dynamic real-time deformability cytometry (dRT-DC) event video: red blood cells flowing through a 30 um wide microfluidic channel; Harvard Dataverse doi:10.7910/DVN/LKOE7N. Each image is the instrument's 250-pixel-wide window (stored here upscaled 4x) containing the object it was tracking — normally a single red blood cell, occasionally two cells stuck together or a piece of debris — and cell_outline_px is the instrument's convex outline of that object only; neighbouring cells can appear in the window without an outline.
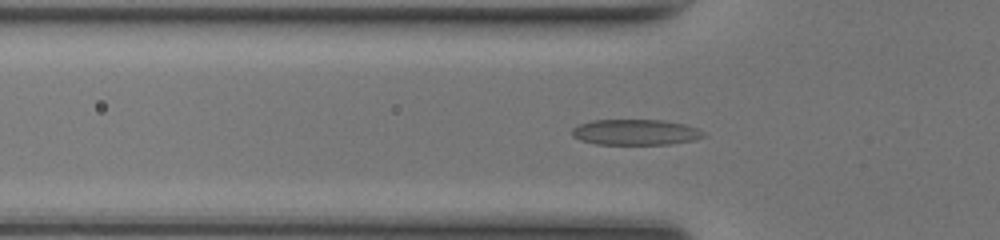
{"species": "common noctule bat (a hibernating species)", "species_latin": "Nyctalus noctula", "temperature_condition": "room temperature", "stored_images_in_passage": 50, "camera_frame_rate_fps": 3000, "um_per_image_px": 0.085, "animal": {"sex": "female", "body_mass_g": 17.0, "forearm_length_mm": 48.0}, "frame": {"image": 1, "passage_image": 16, "time_ms": 5.0, "image_size_px": [1000, 240], "cell_outline_px": [[708, 136], [692, 140], [668, 144], [596, 144], [580, 140], [572, 136], [572, 128], [580, 124], [592, 120], [664, 120], [684, 124], [696, 128], [704, 132]], "centroid_in_image_um": [54.01, 11.23], "position_along_channel_um": 71.8, "area_um2": 19.65}}
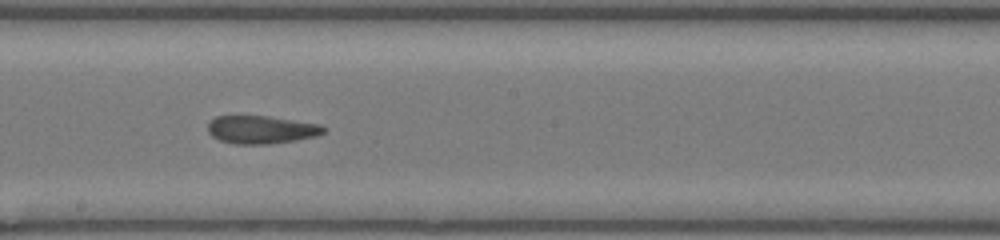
{"frame": {"image": 2, "passage_image": 27, "time_ms": 8.667, "image_size_px": [1000, 240], "cell_outline_px": [[324, 132], [316, 136], [296, 140], [268, 144], [236, 144], [220, 140], [212, 136], [208, 132], [208, 124], [216, 116], [268, 116], [320, 124], [324, 128]], "centroid_in_image_um": [22.2, 11.02], "position_along_channel_um": 226.0, "area_um2": 18.73}}
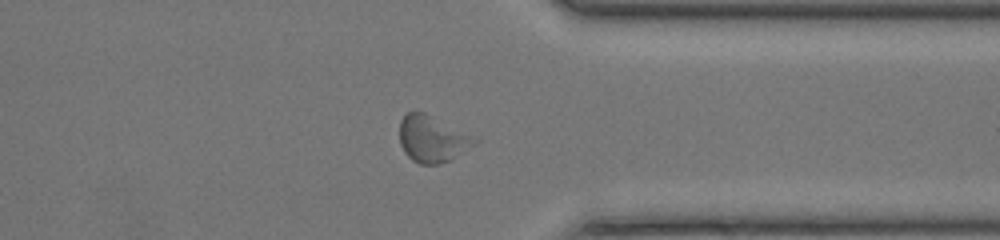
{"frame": {"image": 3, "passage_image": 38, "time_ms": 12.333, "image_size_px": [1000, 240], "cell_outline_px": [[480, 140], [476, 144], [452, 160], [440, 164], [420, 164], [412, 160], [404, 152], [400, 144], [400, 120], [408, 112], [424, 112], [480, 136]], "centroid_in_image_um": [36.83, 11.8], "position_along_channel_um": 374.6, "area_um2": 21.04}, "authors_computed_cell_mechanics": {"area_um2": 19.5942, "velocity_mm_per_s": 4.1914, "shape_relaxation_time_tau1_ms": 5.8387, "shape_relaxation_time_tau2_ms": 3.2062, "deformation_change_tau1": 0.1444, "deformation_change_tau2": 0.1201}}